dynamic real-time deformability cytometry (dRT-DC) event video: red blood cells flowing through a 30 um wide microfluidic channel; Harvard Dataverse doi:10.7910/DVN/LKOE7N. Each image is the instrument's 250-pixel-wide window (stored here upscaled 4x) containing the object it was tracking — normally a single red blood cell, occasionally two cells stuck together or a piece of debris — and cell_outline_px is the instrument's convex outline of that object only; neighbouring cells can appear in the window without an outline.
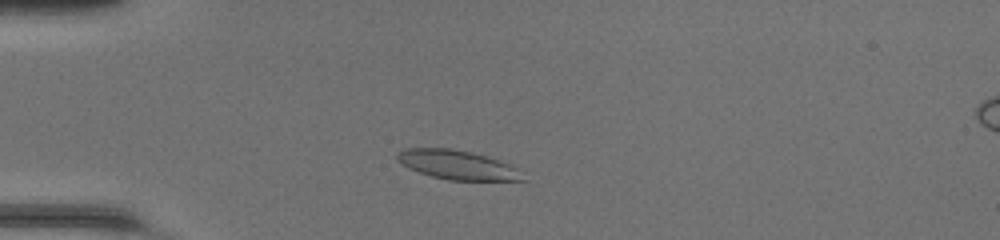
{"species": "common noctule bat (a hibernating species)", "species_latin": "Nyctalus noctula", "temperature_condition": "room temperature", "stored_images_in_passage": 42, "camera_frame_rate_fps": 3000, "um_per_image_px": 0.085, "animal": {"sex": "female", "body_mass_g": 20.0, "forearm_length_mm": 54.0}, "frame": {"image": 1, "passage_image": 7, "time_ms": 2.0, "image_size_px": [1000, 240], "cell_outline_px": [[528, 180], [448, 180], [432, 176], [408, 168], [400, 164], [396, 160], [396, 152], [404, 148], [452, 148], [472, 152], [500, 160], [512, 164]], "centroid_in_image_um": [38.85, 14.0], "position_along_channel_um": 46.1, "area_um2": 21.56}}
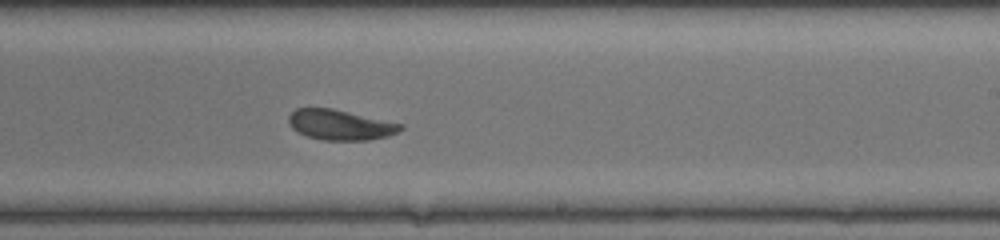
{"frame": {"image": 2, "passage_image": 24, "time_ms": 7.667, "image_size_px": [1000, 240], "cell_outline_px": [[404, 128], [400, 132], [388, 136], [368, 140], [324, 140], [308, 136], [296, 132], [288, 124], [288, 116], [296, 108], [332, 108], [404, 124]], "centroid_in_image_um": [28.93, 10.61], "position_along_channel_um": 260.1, "area_um2": 19.88}}
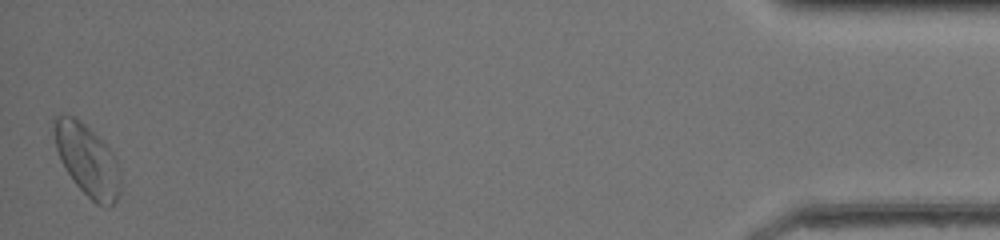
{"frame": {"image": 3, "passage_image": 42, "time_ms": 13.667, "image_size_px": [1000, 240], "cell_outline_px": [[120, 196], [108, 208], [104, 208], [96, 204], [76, 184], [64, 168], [60, 160], [56, 148], [52, 124], [56, 116], [72, 116], [80, 120], [112, 152], [116, 160], [120, 172]], "centroid_in_image_um": [7.42, 13.65], "position_along_channel_um": 427.8, "area_um2": 27.4}, "authors_computed_cell_mechanics": {"area_um2": 20.6635, "velocity_mm_per_s": 4.2599, "shape_relaxation_time_tau1_ms": 3.6933, "shape_relaxation_time_tau2_ms": 9.823, "deformation_change_tau1": 0.1169, "deformation_change_tau2": 0.1569}}